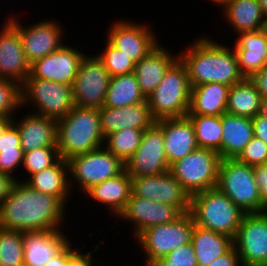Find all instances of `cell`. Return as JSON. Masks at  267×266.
Masks as SVG:
<instances>
[{
    "label": "cell",
    "instance_id": "obj_1",
    "mask_svg": "<svg viewBox=\"0 0 267 266\" xmlns=\"http://www.w3.org/2000/svg\"><path fill=\"white\" fill-rule=\"evenodd\" d=\"M65 207L58 197L32 189L19 179L0 205V228L22 232L60 230L65 227Z\"/></svg>",
    "mask_w": 267,
    "mask_h": 266
},
{
    "label": "cell",
    "instance_id": "obj_2",
    "mask_svg": "<svg viewBox=\"0 0 267 266\" xmlns=\"http://www.w3.org/2000/svg\"><path fill=\"white\" fill-rule=\"evenodd\" d=\"M203 37L196 38L178 54L186 67L190 86L206 83L232 86L242 81L245 77L239 70L233 48L213 41L210 36Z\"/></svg>",
    "mask_w": 267,
    "mask_h": 266
},
{
    "label": "cell",
    "instance_id": "obj_3",
    "mask_svg": "<svg viewBox=\"0 0 267 266\" xmlns=\"http://www.w3.org/2000/svg\"><path fill=\"white\" fill-rule=\"evenodd\" d=\"M104 146L99 109L74 106L57 120V148L60 158L68 160Z\"/></svg>",
    "mask_w": 267,
    "mask_h": 266
},
{
    "label": "cell",
    "instance_id": "obj_4",
    "mask_svg": "<svg viewBox=\"0 0 267 266\" xmlns=\"http://www.w3.org/2000/svg\"><path fill=\"white\" fill-rule=\"evenodd\" d=\"M190 213L195 225L233 239L245 214L217 187L192 195Z\"/></svg>",
    "mask_w": 267,
    "mask_h": 266
},
{
    "label": "cell",
    "instance_id": "obj_5",
    "mask_svg": "<svg viewBox=\"0 0 267 266\" xmlns=\"http://www.w3.org/2000/svg\"><path fill=\"white\" fill-rule=\"evenodd\" d=\"M191 86L185 65L178 59L160 84L146 97L152 117L182 118L189 112Z\"/></svg>",
    "mask_w": 267,
    "mask_h": 266
},
{
    "label": "cell",
    "instance_id": "obj_6",
    "mask_svg": "<svg viewBox=\"0 0 267 266\" xmlns=\"http://www.w3.org/2000/svg\"><path fill=\"white\" fill-rule=\"evenodd\" d=\"M216 187L245 213L267 211L261 203L253 166L237 159H221Z\"/></svg>",
    "mask_w": 267,
    "mask_h": 266
},
{
    "label": "cell",
    "instance_id": "obj_7",
    "mask_svg": "<svg viewBox=\"0 0 267 266\" xmlns=\"http://www.w3.org/2000/svg\"><path fill=\"white\" fill-rule=\"evenodd\" d=\"M194 225L192 214L187 212L174 222L154 225L142 231L135 239L145 253L144 266H152L161 257L190 243Z\"/></svg>",
    "mask_w": 267,
    "mask_h": 266
},
{
    "label": "cell",
    "instance_id": "obj_8",
    "mask_svg": "<svg viewBox=\"0 0 267 266\" xmlns=\"http://www.w3.org/2000/svg\"><path fill=\"white\" fill-rule=\"evenodd\" d=\"M22 106L34 107L33 113L59 120L75 106L72 86L39 78H27L21 86ZM36 107V108H35Z\"/></svg>",
    "mask_w": 267,
    "mask_h": 266
},
{
    "label": "cell",
    "instance_id": "obj_9",
    "mask_svg": "<svg viewBox=\"0 0 267 266\" xmlns=\"http://www.w3.org/2000/svg\"><path fill=\"white\" fill-rule=\"evenodd\" d=\"M220 162L221 157L217 151L197 148L172 163L169 172L192 196L216 187Z\"/></svg>",
    "mask_w": 267,
    "mask_h": 266
},
{
    "label": "cell",
    "instance_id": "obj_10",
    "mask_svg": "<svg viewBox=\"0 0 267 266\" xmlns=\"http://www.w3.org/2000/svg\"><path fill=\"white\" fill-rule=\"evenodd\" d=\"M67 162L71 191L73 189L72 182L73 185L75 182L84 194L94 185L113 178L125 170V163L104 146L85 154L73 156Z\"/></svg>",
    "mask_w": 267,
    "mask_h": 266
},
{
    "label": "cell",
    "instance_id": "obj_11",
    "mask_svg": "<svg viewBox=\"0 0 267 266\" xmlns=\"http://www.w3.org/2000/svg\"><path fill=\"white\" fill-rule=\"evenodd\" d=\"M111 76L94 54L82 59L72 85L74 104L82 108L100 109L105 102Z\"/></svg>",
    "mask_w": 267,
    "mask_h": 266
},
{
    "label": "cell",
    "instance_id": "obj_12",
    "mask_svg": "<svg viewBox=\"0 0 267 266\" xmlns=\"http://www.w3.org/2000/svg\"><path fill=\"white\" fill-rule=\"evenodd\" d=\"M162 127L155 121L144 130L141 144L126 161L125 170L131 177L155 176L169 171Z\"/></svg>",
    "mask_w": 267,
    "mask_h": 266
},
{
    "label": "cell",
    "instance_id": "obj_13",
    "mask_svg": "<svg viewBox=\"0 0 267 266\" xmlns=\"http://www.w3.org/2000/svg\"><path fill=\"white\" fill-rule=\"evenodd\" d=\"M233 244L242 266H267V211L245 213Z\"/></svg>",
    "mask_w": 267,
    "mask_h": 266
},
{
    "label": "cell",
    "instance_id": "obj_14",
    "mask_svg": "<svg viewBox=\"0 0 267 266\" xmlns=\"http://www.w3.org/2000/svg\"><path fill=\"white\" fill-rule=\"evenodd\" d=\"M132 194L175 206L182 214L190 212L191 196L168 171L155 176L131 177Z\"/></svg>",
    "mask_w": 267,
    "mask_h": 266
},
{
    "label": "cell",
    "instance_id": "obj_15",
    "mask_svg": "<svg viewBox=\"0 0 267 266\" xmlns=\"http://www.w3.org/2000/svg\"><path fill=\"white\" fill-rule=\"evenodd\" d=\"M7 19L20 33L23 50L30 64L60 49L65 44L62 42L64 41L62 40L64 38L62 25L60 27L55 20H43L25 27L19 22L18 16L12 15Z\"/></svg>",
    "mask_w": 267,
    "mask_h": 266
},
{
    "label": "cell",
    "instance_id": "obj_16",
    "mask_svg": "<svg viewBox=\"0 0 267 266\" xmlns=\"http://www.w3.org/2000/svg\"><path fill=\"white\" fill-rule=\"evenodd\" d=\"M121 20L113 22L106 39L137 63L159 44V38L146 23Z\"/></svg>",
    "mask_w": 267,
    "mask_h": 266
},
{
    "label": "cell",
    "instance_id": "obj_17",
    "mask_svg": "<svg viewBox=\"0 0 267 266\" xmlns=\"http://www.w3.org/2000/svg\"><path fill=\"white\" fill-rule=\"evenodd\" d=\"M84 57L82 50L64 44L60 49L34 61L30 65V75L27 78L45 79L72 86Z\"/></svg>",
    "mask_w": 267,
    "mask_h": 266
},
{
    "label": "cell",
    "instance_id": "obj_18",
    "mask_svg": "<svg viewBox=\"0 0 267 266\" xmlns=\"http://www.w3.org/2000/svg\"><path fill=\"white\" fill-rule=\"evenodd\" d=\"M6 20L0 29V78L22 86L30 75L31 64L26 59L20 33Z\"/></svg>",
    "mask_w": 267,
    "mask_h": 266
},
{
    "label": "cell",
    "instance_id": "obj_19",
    "mask_svg": "<svg viewBox=\"0 0 267 266\" xmlns=\"http://www.w3.org/2000/svg\"><path fill=\"white\" fill-rule=\"evenodd\" d=\"M182 213L175 207L131 194L124 210L117 218L131 222L136 238L145 229L174 222Z\"/></svg>",
    "mask_w": 267,
    "mask_h": 266
},
{
    "label": "cell",
    "instance_id": "obj_20",
    "mask_svg": "<svg viewBox=\"0 0 267 266\" xmlns=\"http://www.w3.org/2000/svg\"><path fill=\"white\" fill-rule=\"evenodd\" d=\"M99 114L104 138L113 132L127 128L145 130L156 121L151 115L147 100L120 108L102 106Z\"/></svg>",
    "mask_w": 267,
    "mask_h": 266
},
{
    "label": "cell",
    "instance_id": "obj_21",
    "mask_svg": "<svg viewBox=\"0 0 267 266\" xmlns=\"http://www.w3.org/2000/svg\"><path fill=\"white\" fill-rule=\"evenodd\" d=\"M162 127L169 166L199 148L191 121L187 117L156 120Z\"/></svg>",
    "mask_w": 267,
    "mask_h": 266
},
{
    "label": "cell",
    "instance_id": "obj_22",
    "mask_svg": "<svg viewBox=\"0 0 267 266\" xmlns=\"http://www.w3.org/2000/svg\"><path fill=\"white\" fill-rule=\"evenodd\" d=\"M233 50L242 75L252 78L267 64V28L238 34Z\"/></svg>",
    "mask_w": 267,
    "mask_h": 266
},
{
    "label": "cell",
    "instance_id": "obj_23",
    "mask_svg": "<svg viewBox=\"0 0 267 266\" xmlns=\"http://www.w3.org/2000/svg\"><path fill=\"white\" fill-rule=\"evenodd\" d=\"M61 230L24 232V266H44L69 243Z\"/></svg>",
    "mask_w": 267,
    "mask_h": 266
},
{
    "label": "cell",
    "instance_id": "obj_24",
    "mask_svg": "<svg viewBox=\"0 0 267 266\" xmlns=\"http://www.w3.org/2000/svg\"><path fill=\"white\" fill-rule=\"evenodd\" d=\"M13 123L18 128L20 144L24 152L43 147H57L56 120L29 112L19 121L14 116Z\"/></svg>",
    "mask_w": 267,
    "mask_h": 266
},
{
    "label": "cell",
    "instance_id": "obj_25",
    "mask_svg": "<svg viewBox=\"0 0 267 266\" xmlns=\"http://www.w3.org/2000/svg\"><path fill=\"white\" fill-rule=\"evenodd\" d=\"M179 59L165 46L158 44L144 58L135 63L134 74L140 91L148 97L160 84L168 69Z\"/></svg>",
    "mask_w": 267,
    "mask_h": 266
},
{
    "label": "cell",
    "instance_id": "obj_26",
    "mask_svg": "<svg viewBox=\"0 0 267 266\" xmlns=\"http://www.w3.org/2000/svg\"><path fill=\"white\" fill-rule=\"evenodd\" d=\"M132 194L131 176L126 170L121 174L107 179L90 188L85 195L92 198L94 202L104 204L111 215L118 217L124 210Z\"/></svg>",
    "mask_w": 267,
    "mask_h": 266
},
{
    "label": "cell",
    "instance_id": "obj_27",
    "mask_svg": "<svg viewBox=\"0 0 267 266\" xmlns=\"http://www.w3.org/2000/svg\"><path fill=\"white\" fill-rule=\"evenodd\" d=\"M253 137L252 118L223 114L221 159H236Z\"/></svg>",
    "mask_w": 267,
    "mask_h": 266
},
{
    "label": "cell",
    "instance_id": "obj_28",
    "mask_svg": "<svg viewBox=\"0 0 267 266\" xmlns=\"http://www.w3.org/2000/svg\"><path fill=\"white\" fill-rule=\"evenodd\" d=\"M230 86L206 83L191 87L190 107L187 115L222 116L226 113Z\"/></svg>",
    "mask_w": 267,
    "mask_h": 266
},
{
    "label": "cell",
    "instance_id": "obj_29",
    "mask_svg": "<svg viewBox=\"0 0 267 266\" xmlns=\"http://www.w3.org/2000/svg\"><path fill=\"white\" fill-rule=\"evenodd\" d=\"M69 180L68 162L60 158L51 167L43 169L22 181L32 189L58 197L66 205L68 203L67 198L71 196Z\"/></svg>",
    "mask_w": 267,
    "mask_h": 266
},
{
    "label": "cell",
    "instance_id": "obj_30",
    "mask_svg": "<svg viewBox=\"0 0 267 266\" xmlns=\"http://www.w3.org/2000/svg\"><path fill=\"white\" fill-rule=\"evenodd\" d=\"M222 11L223 18L230 23L237 35L267 28L258 0H232Z\"/></svg>",
    "mask_w": 267,
    "mask_h": 266
},
{
    "label": "cell",
    "instance_id": "obj_31",
    "mask_svg": "<svg viewBox=\"0 0 267 266\" xmlns=\"http://www.w3.org/2000/svg\"><path fill=\"white\" fill-rule=\"evenodd\" d=\"M191 243L198 266H208L213 260L227 253L233 246V238L194 225Z\"/></svg>",
    "mask_w": 267,
    "mask_h": 266
},
{
    "label": "cell",
    "instance_id": "obj_32",
    "mask_svg": "<svg viewBox=\"0 0 267 266\" xmlns=\"http://www.w3.org/2000/svg\"><path fill=\"white\" fill-rule=\"evenodd\" d=\"M262 96L251 78L230 86L226 112L238 116L253 118L261 111Z\"/></svg>",
    "mask_w": 267,
    "mask_h": 266
},
{
    "label": "cell",
    "instance_id": "obj_33",
    "mask_svg": "<svg viewBox=\"0 0 267 266\" xmlns=\"http://www.w3.org/2000/svg\"><path fill=\"white\" fill-rule=\"evenodd\" d=\"M145 101L146 97L140 91L137 77L130 73L111 77L103 106L120 108Z\"/></svg>",
    "mask_w": 267,
    "mask_h": 266
},
{
    "label": "cell",
    "instance_id": "obj_34",
    "mask_svg": "<svg viewBox=\"0 0 267 266\" xmlns=\"http://www.w3.org/2000/svg\"><path fill=\"white\" fill-rule=\"evenodd\" d=\"M191 121L199 148L217 151L221 157L222 116L186 115Z\"/></svg>",
    "mask_w": 267,
    "mask_h": 266
},
{
    "label": "cell",
    "instance_id": "obj_35",
    "mask_svg": "<svg viewBox=\"0 0 267 266\" xmlns=\"http://www.w3.org/2000/svg\"><path fill=\"white\" fill-rule=\"evenodd\" d=\"M143 133L131 128L113 132L104 138V147L126 163L141 144Z\"/></svg>",
    "mask_w": 267,
    "mask_h": 266
},
{
    "label": "cell",
    "instance_id": "obj_36",
    "mask_svg": "<svg viewBox=\"0 0 267 266\" xmlns=\"http://www.w3.org/2000/svg\"><path fill=\"white\" fill-rule=\"evenodd\" d=\"M24 232L0 228L1 266H24Z\"/></svg>",
    "mask_w": 267,
    "mask_h": 266
},
{
    "label": "cell",
    "instance_id": "obj_37",
    "mask_svg": "<svg viewBox=\"0 0 267 266\" xmlns=\"http://www.w3.org/2000/svg\"><path fill=\"white\" fill-rule=\"evenodd\" d=\"M103 63L111 77L134 72L135 62L117 49L108 39L101 53L95 54Z\"/></svg>",
    "mask_w": 267,
    "mask_h": 266
},
{
    "label": "cell",
    "instance_id": "obj_38",
    "mask_svg": "<svg viewBox=\"0 0 267 266\" xmlns=\"http://www.w3.org/2000/svg\"><path fill=\"white\" fill-rule=\"evenodd\" d=\"M60 159L57 147H43L24 152L22 168L27 176L42 171L54 165Z\"/></svg>",
    "mask_w": 267,
    "mask_h": 266
},
{
    "label": "cell",
    "instance_id": "obj_39",
    "mask_svg": "<svg viewBox=\"0 0 267 266\" xmlns=\"http://www.w3.org/2000/svg\"><path fill=\"white\" fill-rule=\"evenodd\" d=\"M20 107L23 108L21 85L0 78V117L13 118L15 116L13 114H16Z\"/></svg>",
    "mask_w": 267,
    "mask_h": 266
},
{
    "label": "cell",
    "instance_id": "obj_40",
    "mask_svg": "<svg viewBox=\"0 0 267 266\" xmlns=\"http://www.w3.org/2000/svg\"><path fill=\"white\" fill-rule=\"evenodd\" d=\"M152 266H198L192 243L184 244L177 250L171 251Z\"/></svg>",
    "mask_w": 267,
    "mask_h": 266
},
{
    "label": "cell",
    "instance_id": "obj_41",
    "mask_svg": "<svg viewBox=\"0 0 267 266\" xmlns=\"http://www.w3.org/2000/svg\"><path fill=\"white\" fill-rule=\"evenodd\" d=\"M236 159L253 167L264 164L267 162V144L254 136Z\"/></svg>",
    "mask_w": 267,
    "mask_h": 266
},
{
    "label": "cell",
    "instance_id": "obj_42",
    "mask_svg": "<svg viewBox=\"0 0 267 266\" xmlns=\"http://www.w3.org/2000/svg\"><path fill=\"white\" fill-rule=\"evenodd\" d=\"M23 157L24 152H0V173L18 180L13 172L22 166Z\"/></svg>",
    "mask_w": 267,
    "mask_h": 266
},
{
    "label": "cell",
    "instance_id": "obj_43",
    "mask_svg": "<svg viewBox=\"0 0 267 266\" xmlns=\"http://www.w3.org/2000/svg\"><path fill=\"white\" fill-rule=\"evenodd\" d=\"M0 152H24L20 144V134L17 126L12 123L0 139Z\"/></svg>",
    "mask_w": 267,
    "mask_h": 266
},
{
    "label": "cell",
    "instance_id": "obj_44",
    "mask_svg": "<svg viewBox=\"0 0 267 266\" xmlns=\"http://www.w3.org/2000/svg\"><path fill=\"white\" fill-rule=\"evenodd\" d=\"M261 203L267 208V162L253 167Z\"/></svg>",
    "mask_w": 267,
    "mask_h": 266
},
{
    "label": "cell",
    "instance_id": "obj_45",
    "mask_svg": "<svg viewBox=\"0 0 267 266\" xmlns=\"http://www.w3.org/2000/svg\"><path fill=\"white\" fill-rule=\"evenodd\" d=\"M208 266H242V263L233 246L227 253L213 260Z\"/></svg>",
    "mask_w": 267,
    "mask_h": 266
},
{
    "label": "cell",
    "instance_id": "obj_46",
    "mask_svg": "<svg viewBox=\"0 0 267 266\" xmlns=\"http://www.w3.org/2000/svg\"><path fill=\"white\" fill-rule=\"evenodd\" d=\"M87 253V254H86ZM80 252L78 249L67 259L65 266H93L92 253L91 251ZM96 266V265H94Z\"/></svg>",
    "mask_w": 267,
    "mask_h": 266
},
{
    "label": "cell",
    "instance_id": "obj_47",
    "mask_svg": "<svg viewBox=\"0 0 267 266\" xmlns=\"http://www.w3.org/2000/svg\"><path fill=\"white\" fill-rule=\"evenodd\" d=\"M254 136L267 144V118L260 113L252 118Z\"/></svg>",
    "mask_w": 267,
    "mask_h": 266
},
{
    "label": "cell",
    "instance_id": "obj_48",
    "mask_svg": "<svg viewBox=\"0 0 267 266\" xmlns=\"http://www.w3.org/2000/svg\"><path fill=\"white\" fill-rule=\"evenodd\" d=\"M71 243L72 242H70L58 255L51 258L44 266H65L67 259L77 250Z\"/></svg>",
    "mask_w": 267,
    "mask_h": 266
},
{
    "label": "cell",
    "instance_id": "obj_49",
    "mask_svg": "<svg viewBox=\"0 0 267 266\" xmlns=\"http://www.w3.org/2000/svg\"><path fill=\"white\" fill-rule=\"evenodd\" d=\"M262 97H267V64H265L252 78Z\"/></svg>",
    "mask_w": 267,
    "mask_h": 266
},
{
    "label": "cell",
    "instance_id": "obj_50",
    "mask_svg": "<svg viewBox=\"0 0 267 266\" xmlns=\"http://www.w3.org/2000/svg\"><path fill=\"white\" fill-rule=\"evenodd\" d=\"M15 181L14 178L0 173V205L10 193Z\"/></svg>",
    "mask_w": 267,
    "mask_h": 266
},
{
    "label": "cell",
    "instance_id": "obj_51",
    "mask_svg": "<svg viewBox=\"0 0 267 266\" xmlns=\"http://www.w3.org/2000/svg\"><path fill=\"white\" fill-rule=\"evenodd\" d=\"M13 123V118L0 117V139L5 130Z\"/></svg>",
    "mask_w": 267,
    "mask_h": 266
},
{
    "label": "cell",
    "instance_id": "obj_52",
    "mask_svg": "<svg viewBox=\"0 0 267 266\" xmlns=\"http://www.w3.org/2000/svg\"><path fill=\"white\" fill-rule=\"evenodd\" d=\"M260 114L267 118V97H262L261 99V111Z\"/></svg>",
    "mask_w": 267,
    "mask_h": 266
},
{
    "label": "cell",
    "instance_id": "obj_53",
    "mask_svg": "<svg viewBox=\"0 0 267 266\" xmlns=\"http://www.w3.org/2000/svg\"><path fill=\"white\" fill-rule=\"evenodd\" d=\"M258 1H259L261 10H262L263 16L267 22V0H258Z\"/></svg>",
    "mask_w": 267,
    "mask_h": 266
},
{
    "label": "cell",
    "instance_id": "obj_54",
    "mask_svg": "<svg viewBox=\"0 0 267 266\" xmlns=\"http://www.w3.org/2000/svg\"><path fill=\"white\" fill-rule=\"evenodd\" d=\"M211 2H213V4L217 5V6H222V8L229 3L232 0H210Z\"/></svg>",
    "mask_w": 267,
    "mask_h": 266
}]
</instances>
